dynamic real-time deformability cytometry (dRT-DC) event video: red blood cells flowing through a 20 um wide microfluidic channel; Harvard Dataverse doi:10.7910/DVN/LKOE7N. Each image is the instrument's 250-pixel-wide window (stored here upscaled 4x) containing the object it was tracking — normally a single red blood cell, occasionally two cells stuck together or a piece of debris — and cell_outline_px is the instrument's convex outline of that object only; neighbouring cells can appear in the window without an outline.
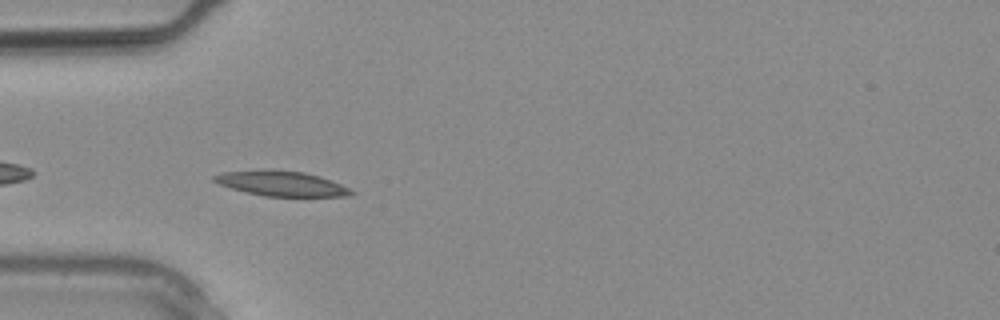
{"species": "common noctule bat (a hibernating species)", "species_latin": "Nyctalus noctula", "temperature_condition": "warm", "stored_images_in_passage": 3, "camera_frame_rate_fps": 3000, "um_per_image_px": 0.085, "animal": {"sex": "male", "body_mass_g": 20.4}, "frame": {"image": 1, "passage_image": 3, "time_ms": 0.667, "image_size_px": [1000, 320], "cell_outline_px": [[356, 192], [352, 196], [264, 196], [232, 188], [220, 184], [212, 180], [212, 176], [224, 172], [268, 168], [272, 168], [304, 172], [320, 176], [332, 180]], "centroid_in_image_um": [23.93, 15.57], "position_along_channel_um": 61.1, "area_um2": 20.17}}